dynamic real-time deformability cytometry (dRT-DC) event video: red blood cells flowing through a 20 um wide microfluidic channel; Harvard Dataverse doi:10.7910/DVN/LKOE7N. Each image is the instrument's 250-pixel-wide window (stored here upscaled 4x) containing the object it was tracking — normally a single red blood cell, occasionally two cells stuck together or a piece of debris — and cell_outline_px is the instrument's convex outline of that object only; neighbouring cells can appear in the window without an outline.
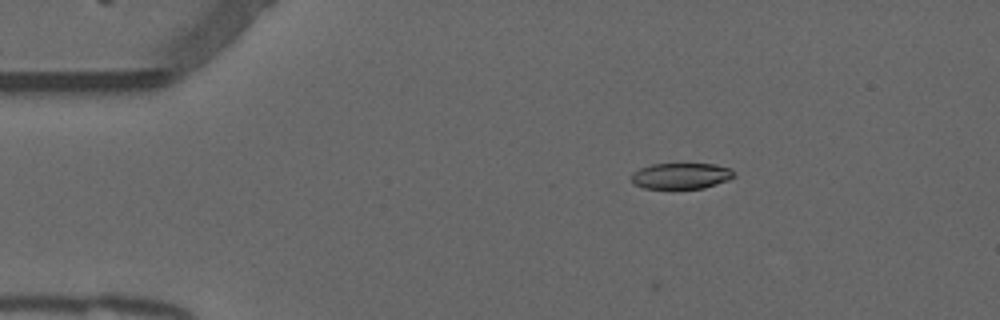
{"species": "common noctule bat (a hibernating species)", "species_latin": "Nyctalus noctula", "temperature_condition": "warm", "stored_images_in_passage": 4, "camera_frame_rate_fps": 3000, "um_per_image_px": 0.085, "animal": {"sex": "male", "forearm_length_mm": 52.5}, "frame": {"image": 1, "passage_image": 1, "time_ms": 0.0, "image_size_px": [1000, 320], "cell_outline_px": [[736, 176], [728, 180], [704, 188], [644, 188], [632, 184], [632, 172], [640, 168], [652, 164], [716, 164], [728, 168]], "centroid_in_image_um": [57.86, 14.95], "position_along_channel_um": 27.1, "area_um2": 15.43}}